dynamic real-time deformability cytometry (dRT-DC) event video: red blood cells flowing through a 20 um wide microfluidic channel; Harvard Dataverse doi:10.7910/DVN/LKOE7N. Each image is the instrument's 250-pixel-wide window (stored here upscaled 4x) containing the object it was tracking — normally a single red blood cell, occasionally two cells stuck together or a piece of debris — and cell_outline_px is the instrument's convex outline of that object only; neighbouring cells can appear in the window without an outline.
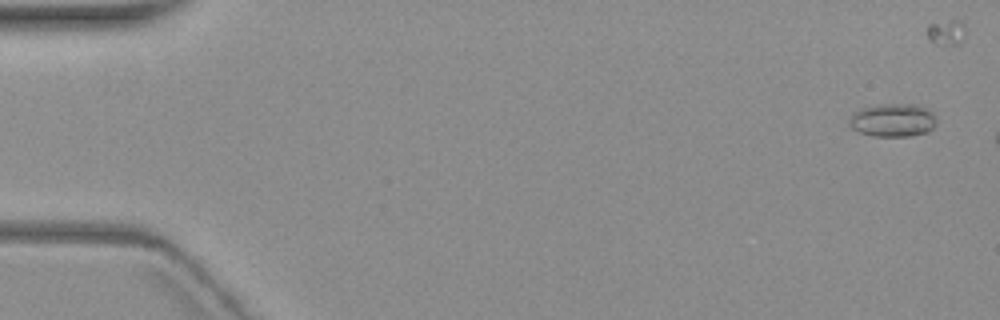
{"species": "common noctule bat (a hibernating species)", "species_latin": "Nyctalus noctula", "temperature_condition": "warm", "stored_images_in_passage": 3, "camera_frame_rate_fps": 3000, "um_per_image_px": 0.085, "animal": {"sex": "female", "body_mass_g": 19.3, "forearm_length_mm": 54.1}, "frame": {"image": 1, "passage_image": 1, "time_ms": 0.0, "image_size_px": [1000, 320], "cell_outline_px": [[936, 124], [928, 132], [908, 136], [872, 136], [860, 132], [852, 128], [852, 112], [860, 108], [880, 104], [916, 104], [928, 108], [932, 112], [936, 120]], "centroid_in_image_um": [75.93, 10.2], "position_along_channel_um": 9.1, "area_um2": 16.82}}